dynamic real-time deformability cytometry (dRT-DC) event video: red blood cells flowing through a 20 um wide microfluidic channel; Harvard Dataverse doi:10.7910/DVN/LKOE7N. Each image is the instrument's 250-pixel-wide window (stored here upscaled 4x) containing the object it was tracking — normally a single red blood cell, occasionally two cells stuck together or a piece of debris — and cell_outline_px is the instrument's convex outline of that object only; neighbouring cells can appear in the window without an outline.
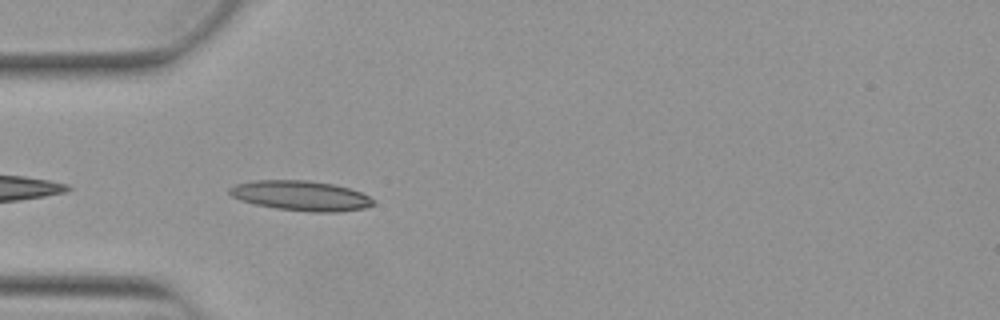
{"species": "Egyptian fruit bat (a non-hibernating species)", "species_latin": "Rousettus aegyptiacus", "temperature_condition": "warm", "stored_images_in_passage": 5, "camera_frame_rate_fps": 3000, "um_per_image_px": 0.085, "animal": {"sex": "female"}, "frame": {"image": 1, "passage_image": 2, "time_ms": 0.333, "image_size_px": [1000, 320], "cell_outline_px": [[376, 204], [364, 208], [340, 212], [312, 212], [276, 208], [256, 204], [240, 200], [232, 196], [228, 192], [228, 188], [236, 184], [252, 180], [308, 180], [332, 184], [348, 188], [360, 192], [368, 196]], "centroid_in_image_um": [25.55, 16.63], "position_along_channel_um": 59.4, "area_um2": 25.03}}